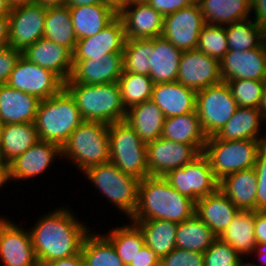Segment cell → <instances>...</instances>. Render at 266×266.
I'll return each instance as SVG.
<instances>
[{
  "label": "cell",
  "instance_id": "obj_6",
  "mask_svg": "<svg viewBox=\"0 0 266 266\" xmlns=\"http://www.w3.org/2000/svg\"><path fill=\"white\" fill-rule=\"evenodd\" d=\"M82 173L113 207L124 212L128 219L132 217L138 205L139 179L124 173L110 161Z\"/></svg>",
  "mask_w": 266,
  "mask_h": 266
},
{
  "label": "cell",
  "instance_id": "obj_55",
  "mask_svg": "<svg viewBox=\"0 0 266 266\" xmlns=\"http://www.w3.org/2000/svg\"><path fill=\"white\" fill-rule=\"evenodd\" d=\"M9 18L0 17V49L9 46Z\"/></svg>",
  "mask_w": 266,
  "mask_h": 266
},
{
  "label": "cell",
  "instance_id": "obj_29",
  "mask_svg": "<svg viewBox=\"0 0 266 266\" xmlns=\"http://www.w3.org/2000/svg\"><path fill=\"white\" fill-rule=\"evenodd\" d=\"M164 120L163 112L150 99L128 108L124 121L147 144L161 137Z\"/></svg>",
  "mask_w": 266,
  "mask_h": 266
},
{
  "label": "cell",
  "instance_id": "obj_52",
  "mask_svg": "<svg viewBox=\"0 0 266 266\" xmlns=\"http://www.w3.org/2000/svg\"><path fill=\"white\" fill-rule=\"evenodd\" d=\"M39 266H84V260L80 252L71 257L39 263Z\"/></svg>",
  "mask_w": 266,
  "mask_h": 266
},
{
  "label": "cell",
  "instance_id": "obj_23",
  "mask_svg": "<svg viewBox=\"0 0 266 266\" xmlns=\"http://www.w3.org/2000/svg\"><path fill=\"white\" fill-rule=\"evenodd\" d=\"M197 92L180 82L156 83L151 100L163 112L165 118L184 115L196 110Z\"/></svg>",
  "mask_w": 266,
  "mask_h": 266
},
{
  "label": "cell",
  "instance_id": "obj_63",
  "mask_svg": "<svg viewBox=\"0 0 266 266\" xmlns=\"http://www.w3.org/2000/svg\"><path fill=\"white\" fill-rule=\"evenodd\" d=\"M105 1L112 3L117 8H119L122 5H125V0H105Z\"/></svg>",
  "mask_w": 266,
  "mask_h": 266
},
{
  "label": "cell",
  "instance_id": "obj_64",
  "mask_svg": "<svg viewBox=\"0 0 266 266\" xmlns=\"http://www.w3.org/2000/svg\"><path fill=\"white\" fill-rule=\"evenodd\" d=\"M148 0H125V4L147 2Z\"/></svg>",
  "mask_w": 266,
  "mask_h": 266
},
{
  "label": "cell",
  "instance_id": "obj_38",
  "mask_svg": "<svg viewBox=\"0 0 266 266\" xmlns=\"http://www.w3.org/2000/svg\"><path fill=\"white\" fill-rule=\"evenodd\" d=\"M93 232L85 236L81 246L84 266H125L104 234Z\"/></svg>",
  "mask_w": 266,
  "mask_h": 266
},
{
  "label": "cell",
  "instance_id": "obj_59",
  "mask_svg": "<svg viewBox=\"0 0 266 266\" xmlns=\"http://www.w3.org/2000/svg\"><path fill=\"white\" fill-rule=\"evenodd\" d=\"M35 3L44 7L65 6L66 0H35Z\"/></svg>",
  "mask_w": 266,
  "mask_h": 266
},
{
  "label": "cell",
  "instance_id": "obj_53",
  "mask_svg": "<svg viewBox=\"0 0 266 266\" xmlns=\"http://www.w3.org/2000/svg\"><path fill=\"white\" fill-rule=\"evenodd\" d=\"M266 210V176H257L255 211Z\"/></svg>",
  "mask_w": 266,
  "mask_h": 266
},
{
  "label": "cell",
  "instance_id": "obj_27",
  "mask_svg": "<svg viewBox=\"0 0 266 266\" xmlns=\"http://www.w3.org/2000/svg\"><path fill=\"white\" fill-rule=\"evenodd\" d=\"M220 189L242 211H255L257 174L255 168L231 173L219 181Z\"/></svg>",
  "mask_w": 266,
  "mask_h": 266
},
{
  "label": "cell",
  "instance_id": "obj_32",
  "mask_svg": "<svg viewBox=\"0 0 266 266\" xmlns=\"http://www.w3.org/2000/svg\"><path fill=\"white\" fill-rule=\"evenodd\" d=\"M39 141L35 123L0 126V157L9 163Z\"/></svg>",
  "mask_w": 266,
  "mask_h": 266
},
{
  "label": "cell",
  "instance_id": "obj_20",
  "mask_svg": "<svg viewBox=\"0 0 266 266\" xmlns=\"http://www.w3.org/2000/svg\"><path fill=\"white\" fill-rule=\"evenodd\" d=\"M126 37L122 19L117 16L92 37L77 40L73 60L101 59L111 53H122Z\"/></svg>",
  "mask_w": 266,
  "mask_h": 266
},
{
  "label": "cell",
  "instance_id": "obj_36",
  "mask_svg": "<svg viewBox=\"0 0 266 266\" xmlns=\"http://www.w3.org/2000/svg\"><path fill=\"white\" fill-rule=\"evenodd\" d=\"M43 38L68 48L72 53L74 52L78 39L68 6L47 8Z\"/></svg>",
  "mask_w": 266,
  "mask_h": 266
},
{
  "label": "cell",
  "instance_id": "obj_35",
  "mask_svg": "<svg viewBox=\"0 0 266 266\" xmlns=\"http://www.w3.org/2000/svg\"><path fill=\"white\" fill-rule=\"evenodd\" d=\"M133 222L140 228L145 245L154 250L160 258L176 248L177 223L161 219Z\"/></svg>",
  "mask_w": 266,
  "mask_h": 266
},
{
  "label": "cell",
  "instance_id": "obj_13",
  "mask_svg": "<svg viewBox=\"0 0 266 266\" xmlns=\"http://www.w3.org/2000/svg\"><path fill=\"white\" fill-rule=\"evenodd\" d=\"M47 7L37 3L12 7L9 18V46L23 52L43 38Z\"/></svg>",
  "mask_w": 266,
  "mask_h": 266
},
{
  "label": "cell",
  "instance_id": "obj_30",
  "mask_svg": "<svg viewBox=\"0 0 266 266\" xmlns=\"http://www.w3.org/2000/svg\"><path fill=\"white\" fill-rule=\"evenodd\" d=\"M183 51L175 47L163 36L154 38V50L149 59L150 77L154 84L175 82L178 77L179 63Z\"/></svg>",
  "mask_w": 266,
  "mask_h": 266
},
{
  "label": "cell",
  "instance_id": "obj_37",
  "mask_svg": "<svg viewBox=\"0 0 266 266\" xmlns=\"http://www.w3.org/2000/svg\"><path fill=\"white\" fill-rule=\"evenodd\" d=\"M217 239L209 226L195 214L177 224L175 241L178 248L204 253Z\"/></svg>",
  "mask_w": 266,
  "mask_h": 266
},
{
  "label": "cell",
  "instance_id": "obj_5",
  "mask_svg": "<svg viewBox=\"0 0 266 266\" xmlns=\"http://www.w3.org/2000/svg\"><path fill=\"white\" fill-rule=\"evenodd\" d=\"M109 125L83 121L61 148V157L84 172L89 167L109 162Z\"/></svg>",
  "mask_w": 266,
  "mask_h": 266
},
{
  "label": "cell",
  "instance_id": "obj_49",
  "mask_svg": "<svg viewBox=\"0 0 266 266\" xmlns=\"http://www.w3.org/2000/svg\"><path fill=\"white\" fill-rule=\"evenodd\" d=\"M161 258L148 246L144 245L128 266H160Z\"/></svg>",
  "mask_w": 266,
  "mask_h": 266
},
{
  "label": "cell",
  "instance_id": "obj_8",
  "mask_svg": "<svg viewBox=\"0 0 266 266\" xmlns=\"http://www.w3.org/2000/svg\"><path fill=\"white\" fill-rule=\"evenodd\" d=\"M109 161L121 171L141 180L150 176L147 165V144L125 121L109 124Z\"/></svg>",
  "mask_w": 266,
  "mask_h": 266
},
{
  "label": "cell",
  "instance_id": "obj_57",
  "mask_svg": "<svg viewBox=\"0 0 266 266\" xmlns=\"http://www.w3.org/2000/svg\"><path fill=\"white\" fill-rule=\"evenodd\" d=\"M97 4H112L105 0H66L65 6L77 7L86 5H97Z\"/></svg>",
  "mask_w": 266,
  "mask_h": 266
},
{
  "label": "cell",
  "instance_id": "obj_60",
  "mask_svg": "<svg viewBox=\"0 0 266 266\" xmlns=\"http://www.w3.org/2000/svg\"><path fill=\"white\" fill-rule=\"evenodd\" d=\"M258 109L261 112L262 117L264 119H266V81H265V85H264V88H263V94H262V98H261V103H260V106H259Z\"/></svg>",
  "mask_w": 266,
  "mask_h": 266
},
{
  "label": "cell",
  "instance_id": "obj_65",
  "mask_svg": "<svg viewBox=\"0 0 266 266\" xmlns=\"http://www.w3.org/2000/svg\"><path fill=\"white\" fill-rule=\"evenodd\" d=\"M265 123H266V119H265ZM263 144L266 145V135L264 134V138H263Z\"/></svg>",
  "mask_w": 266,
  "mask_h": 266
},
{
  "label": "cell",
  "instance_id": "obj_7",
  "mask_svg": "<svg viewBox=\"0 0 266 266\" xmlns=\"http://www.w3.org/2000/svg\"><path fill=\"white\" fill-rule=\"evenodd\" d=\"M263 142L260 140H217L214 136L206 139L203 154L209 160L215 178L253 168Z\"/></svg>",
  "mask_w": 266,
  "mask_h": 266
},
{
  "label": "cell",
  "instance_id": "obj_45",
  "mask_svg": "<svg viewBox=\"0 0 266 266\" xmlns=\"http://www.w3.org/2000/svg\"><path fill=\"white\" fill-rule=\"evenodd\" d=\"M204 266H244L245 261L230 244L219 238L203 253Z\"/></svg>",
  "mask_w": 266,
  "mask_h": 266
},
{
  "label": "cell",
  "instance_id": "obj_21",
  "mask_svg": "<svg viewBox=\"0 0 266 266\" xmlns=\"http://www.w3.org/2000/svg\"><path fill=\"white\" fill-rule=\"evenodd\" d=\"M123 72V54L111 53L101 59L73 60L70 78L80 84L97 85L118 82Z\"/></svg>",
  "mask_w": 266,
  "mask_h": 266
},
{
  "label": "cell",
  "instance_id": "obj_1",
  "mask_svg": "<svg viewBox=\"0 0 266 266\" xmlns=\"http://www.w3.org/2000/svg\"><path fill=\"white\" fill-rule=\"evenodd\" d=\"M29 229L39 263L71 257L81 252L85 236L92 230L69 207L41 215Z\"/></svg>",
  "mask_w": 266,
  "mask_h": 266
},
{
  "label": "cell",
  "instance_id": "obj_12",
  "mask_svg": "<svg viewBox=\"0 0 266 266\" xmlns=\"http://www.w3.org/2000/svg\"><path fill=\"white\" fill-rule=\"evenodd\" d=\"M205 145L177 143L162 137L147 143V165L150 176H165L183 167L203 153Z\"/></svg>",
  "mask_w": 266,
  "mask_h": 266
},
{
  "label": "cell",
  "instance_id": "obj_66",
  "mask_svg": "<svg viewBox=\"0 0 266 266\" xmlns=\"http://www.w3.org/2000/svg\"><path fill=\"white\" fill-rule=\"evenodd\" d=\"M0 163H6V162H4V161L1 159V157H0Z\"/></svg>",
  "mask_w": 266,
  "mask_h": 266
},
{
  "label": "cell",
  "instance_id": "obj_19",
  "mask_svg": "<svg viewBox=\"0 0 266 266\" xmlns=\"http://www.w3.org/2000/svg\"><path fill=\"white\" fill-rule=\"evenodd\" d=\"M126 39H152L162 36L164 17L147 2L125 4L118 8Z\"/></svg>",
  "mask_w": 266,
  "mask_h": 266
},
{
  "label": "cell",
  "instance_id": "obj_14",
  "mask_svg": "<svg viewBox=\"0 0 266 266\" xmlns=\"http://www.w3.org/2000/svg\"><path fill=\"white\" fill-rule=\"evenodd\" d=\"M205 20L197 2L164 17L162 36L182 51L197 49Z\"/></svg>",
  "mask_w": 266,
  "mask_h": 266
},
{
  "label": "cell",
  "instance_id": "obj_61",
  "mask_svg": "<svg viewBox=\"0 0 266 266\" xmlns=\"http://www.w3.org/2000/svg\"><path fill=\"white\" fill-rule=\"evenodd\" d=\"M11 11V6L7 0H0V17L8 16Z\"/></svg>",
  "mask_w": 266,
  "mask_h": 266
},
{
  "label": "cell",
  "instance_id": "obj_17",
  "mask_svg": "<svg viewBox=\"0 0 266 266\" xmlns=\"http://www.w3.org/2000/svg\"><path fill=\"white\" fill-rule=\"evenodd\" d=\"M222 81L236 79L266 80V41L246 51L228 50L220 61Z\"/></svg>",
  "mask_w": 266,
  "mask_h": 266
},
{
  "label": "cell",
  "instance_id": "obj_51",
  "mask_svg": "<svg viewBox=\"0 0 266 266\" xmlns=\"http://www.w3.org/2000/svg\"><path fill=\"white\" fill-rule=\"evenodd\" d=\"M251 12L254 22L266 31V0H251Z\"/></svg>",
  "mask_w": 266,
  "mask_h": 266
},
{
  "label": "cell",
  "instance_id": "obj_62",
  "mask_svg": "<svg viewBox=\"0 0 266 266\" xmlns=\"http://www.w3.org/2000/svg\"><path fill=\"white\" fill-rule=\"evenodd\" d=\"M8 4L12 7H16L19 5H26L35 3V0H7Z\"/></svg>",
  "mask_w": 266,
  "mask_h": 266
},
{
  "label": "cell",
  "instance_id": "obj_34",
  "mask_svg": "<svg viewBox=\"0 0 266 266\" xmlns=\"http://www.w3.org/2000/svg\"><path fill=\"white\" fill-rule=\"evenodd\" d=\"M161 137L189 145H205L207 139L196 111L165 118Z\"/></svg>",
  "mask_w": 266,
  "mask_h": 266
},
{
  "label": "cell",
  "instance_id": "obj_18",
  "mask_svg": "<svg viewBox=\"0 0 266 266\" xmlns=\"http://www.w3.org/2000/svg\"><path fill=\"white\" fill-rule=\"evenodd\" d=\"M55 159H62L61 148L55 143L39 140L8 163L10 179L11 181L35 179L46 172Z\"/></svg>",
  "mask_w": 266,
  "mask_h": 266
},
{
  "label": "cell",
  "instance_id": "obj_39",
  "mask_svg": "<svg viewBox=\"0 0 266 266\" xmlns=\"http://www.w3.org/2000/svg\"><path fill=\"white\" fill-rule=\"evenodd\" d=\"M104 236L112 243L125 266L134 261L135 256L145 245L140 228L131 220L129 224L111 228Z\"/></svg>",
  "mask_w": 266,
  "mask_h": 266
},
{
  "label": "cell",
  "instance_id": "obj_33",
  "mask_svg": "<svg viewBox=\"0 0 266 266\" xmlns=\"http://www.w3.org/2000/svg\"><path fill=\"white\" fill-rule=\"evenodd\" d=\"M218 238L230 244L242 257L252 255L256 246L254 211L240 210Z\"/></svg>",
  "mask_w": 266,
  "mask_h": 266
},
{
  "label": "cell",
  "instance_id": "obj_26",
  "mask_svg": "<svg viewBox=\"0 0 266 266\" xmlns=\"http://www.w3.org/2000/svg\"><path fill=\"white\" fill-rule=\"evenodd\" d=\"M69 9L78 40L92 37L118 16V8L113 4L77 6Z\"/></svg>",
  "mask_w": 266,
  "mask_h": 266
},
{
  "label": "cell",
  "instance_id": "obj_10",
  "mask_svg": "<svg viewBox=\"0 0 266 266\" xmlns=\"http://www.w3.org/2000/svg\"><path fill=\"white\" fill-rule=\"evenodd\" d=\"M163 177L176 191L194 202L214 193L219 186L209 160L203 153L183 167L170 170Z\"/></svg>",
  "mask_w": 266,
  "mask_h": 266
},
{
  "label": "cell",
  "instance_id": "obj_50",
  "mask_svg": "<svg viewBox=\"0 0 266 266\" xmlns=\"http://www.w3.org/2000/svg\"><path fill=\"white\" fill-rule=\"evenodd\" d=\"M254 234L256 243H266V210L254 211Z\"/></svg>",
  "mask_w": 266,
  "mask_h": 266
},
{
  "label": "cell",
  "instance_id": "obj_41",
  "mask_svg": "<svg viewBox=\"0 0 266 266\" xmlns=\"http://www.w3.org/2000/svg\"><path fill=\"white\" fill-rule=\"evenodd\" d=\"M118 84L121 100L126 110L151 99L154 82L150 76L123 71Z\"/></svg>",
  "mask_w": 266,
  "mask_h": 266
},
{
  "label": "cell",
  "instance_id": "obj_3",
  "mask_svg": "<svg viewBox=\"0 0 266 266\" xmlns=\"http://www.w3.org/2000/svg\"><path fill=\"white\" fill-rule=\"evenodd\" d=\"M64 89L74 99L84 121L112 124L125 120L126 109L118 82L97 85L64 82Z\"/></svg>",
  "mask_w": 266,
  "mask_h": 266
},
{
  "label": "cell",
  "instance_id": "obj_24",
  "mask_svg": "<svg viewBox=\"0 0 266 266\" xmlns=\"http://www.w3.org/2000/svg\"><path fill=\"white\" fill-rule=\"evenodd\" d=\"M40 100L7 84L0 85V124L34 123Z\"/></svg>",
  "mask_w": 266,
  "mask_h": 266
},
{
  "label": "cell",
  "instance_id": "obj_42",
  "mask_svg": "<svg viewBox=\"0 0 266 266\" xmlns=\"http://www.w3.org/2000/svg\"><path fill=\"white\" fill-rule=\"evenodd\" d=\"M154 50L152 39H126L123 54V71L150 75L151 53Z\"/></svg>",
  "mask_w": 266,
  "mask_h": 266
},
{
  "label": "cell",
  "instance_id": "obj_47",
  "mask_svg": "<svg viewBox=\"0 0 266 266\" xmlns=\"http://www.w3.org/2000/svg\"><path fill=\"white\" fill-rule=\"evenodd\" d=\"M22 52L7 46L0 49V85L6 84Z\"/></svg>",
  "mask_w": 266,
  "mask_h": 266
},
{
  "label": "cell",
  "instance_id": "obj_58",
  "mask_svg": "<svg viewBox=\"0 0 266 266\" xmlns=\"http://www.w3.org/2000/svg\"><path fill=\"white\" fill-rule=\"evenodd\" d=\"M10 171H9V164L8 163H0V188L5 187L4 184L7 182L10 183Z\"/></svg>",
  "mask_w": 266,
  "mask_h": 266
},
{
  "label": "cell",
  "instance_id": "obj_2",
  "mask_svg": "<svg viewBox=\"0 0 266 266\" xmlns=\"http://www.w3.org/2000/svg\"><path fill=\"white\" fill-rule=\"evenodd\" d=\"M195 212V202L176 191L163 176L140 180L138 205L131 221L161 219L181 223Z\"/></svg>",
  "mask_w": 266,
  "mask_h": 266
},
{
  "label": "cell",
  "instance_id": "obj_43",
  "mask_svg": "<svg viewBox=\"0 0 266 266\" xmlns=\"http://www.w3.org/2000/svg\"><path fill=\"white\" fill-rule=\"evenodd\" d=\"M197 49L220 62L229 50L225 26L205 24Z\"/></svg>",
  "mask_w": 266,
  "mask_h": 266
},
{
  "label": "cell",
  "instance_id": "obj_11",
  "mask_svg": "<svg viewBox=\"0 0 266 266\" xmlns=\"http://www.w3.org/2000/svg\"><path fill=\"white\" fill-rule=\"evenodd\" d=\"M27 94L44 100L58 94L64 82L52 71L31 63L22 55L18 59L6 83Z\"/></svg>",
  "mask_w": 266,
  "mask_h": 266
},
{
  "label": "cell",
  "instance_id": "obj_9",
  "mask_svg": "<svg viewBox=\"0 0 266 266\" xmlns=\"http://www.w3.org/2000/svg\"><path fill=\"white\" fill-rule=\"evenodd\" d=\"M237 107L227 82L197 91L195 111L207 137L215 135L234 115Z\"/></svg>",
  "mask_w": 266,
  "mask_h": 266
},
{
  "label": "cell",
  "instance_id": "obj_48",
  "mask_svg": "<svg viewBox=\"0 0 266 266\" xmlns=\"http://www.w3.org/2000/svg\"><path fill=\"white\" fill-rule=\"evenodd\" d=\"M196 0H148L147 3L163 17L184 7L191 6Z\"/></svg>",
  "mask_w": 266,
  "mask_h": 266
},
{
  "label": "cell",
  "instance_id": "obj_40",
  "mask_svg": "<svg viewBox=\"0 0 266 266\" xmlns=\"http://www.w3.org/2000/svg\"><path fill=\"white\" fill-rule=\"evenodd\" d=\"M225 30L229 50H251L266 41V31L250 18L226 25Z\"/></svg>",
  "mask_w": 266,
  "mask_h": 266
},
{
  "label": "cell",
  "instance_id": "obj_4",
  "mask_svg": "<svg viewBox=\"0 0 266 266\" xmlns=\"http://www.w3.org/2000/svg\"><path fill=\"white\" fill-rule=\"evenodd\" d=\"M83 121L74 99L63 88L58 94L40 100L34 123L39 140L62 148Z\"/></svg>",
  "mask_w": 266,
  "mask_h": 266
},
{
  "label": "cell",
  "instance_id": "obj_16",
  "mask_svg": "<svg viewBox=\"0 0 266 266\" xmlns=\"http://www.w3.org/2000/svg\"><path fill=\"white\" fill-rule=\"evenodd\" d=\"M176 81L196 92L218 84L222 82L220 62L198 49L183 51Z\"/></svg>",
  "mask_w": 266,
  "mask_h": 266
},
{
  "label": "cell",
  "instance_id": "obj_54",
  "mask_svg": "<svg viewBox=\"0 0 266 266\" xmlns=\"http://www.w3.org/2000/svg\"><path fill=\"white\" fill-rule=\"evenodd\" d=\"M254 168L257 176H266V145L264 144L258 151Z\"/></svg>",
  "mask_w": 266,
  "mask_h": 266
},
{
  "label": "cell",
  "instance_id": "obj_44",
  "mask_svg": "<svg viewBox=\"0 0 266 266\" xmlns=\"http://www.w3.org/2000/svg\"><path fill=\"white\" fill-rule=\"evenodd\" d=\"M266 80L236 79L227 81L237 106L258 109Z\"/></svg>",
  "mask_w": 266,
  "mask_h": 266
},
{
  "label": "cell",
  "instance_id": "obj_25",
  "mask_svg": "<svg viewBox=\"0 0 266 266\" xmlns=\"http://www.w3.org/2000/svg\"><path fill=\"white\" fill-rule=\"evenodd\" d=\"M240 210L220 190L195 202L194 214L219 237Z\"/></svg>",
  "mask_w": 266,
  "mask_h": 266
},
{
  "label": "cell",
  "instance_id": "obj_46",
  "mask_svg": "<svg viewBox=\"0 0 266 266\" xmlns=\"http://www.w3.org/2000/svg\"><path fill=\"white\" fill-rule=\"evenodd\" d=\"M160 266H204L203 253L176 247L161 258Z\"/></svg>",
  "mask_w": 266,
  "mask_h": 266
},
{
  "label": "cell",
  "instance_id": "obj_31",
  "mask_svg": "<svg viewBox=\"0 0 266 266\" xmlns=\"http://www.w3.org/2000/svg\"><path fill=\"white\" fill-rule=\"evenodd\" d=\"M205 24L226 26L251 18V0H196Z\"/></svg>",
  "mask_w": 266,
  "mask_h": 266
},
{
  "label": "cell",
  "instance_id": "obj_28",
  "mask_svg": "<svg viewBox=\"0 0 266 266\" xmlns=\"http://www.w3.org/2000/svg\"><path fill=\"white\" fill-rule=\"evenodd\" d=\"M265 119L259 109L251 107H237L229 121L213 135L217 140H260L263 142L264 135L260 127Z\"/></svg>",
  "mask_w": 266,
  "mask_h": 266
},
{
  "label": "cell",
  "instance_id": "obj_22",
  "mask_svg": "<svg viewBox=\"0 0 266 266\" xmlns=\"http://www.w3.org/2000/svg\"><path fill=\"white\" fill-rule=\"evenodd\" d=\"M22 56L31 63L52 71L63 82L70 78L73 67V53L62 45L40 38L31 46H28L22 52Z\"/></svg>",
  "mask_w": 266,
  "mask_h": 266
},
{
  "label": "cell",
  "instance_id": "obj_56",
  "mask_svg": "<svg viewBox=\"0 0 266 266\" xmlns=\"http://www.w3.org/2000/svg\"><path fill=\"white\" fill-rule=\"evenodd\" d=\"M252 254H255V258L258 257L259 264L257 265V263H252L248 260L245 262L244 266H266V243H256L255 250L252 252Z\"/></svg>",
  "mask_w": 266,
  "mask_h": 266
},
{
  "label": "cell",
  "instance_id": "obj_15",
  "mask_svg": "<svg viewBox=\"0 0 266 266\" xmlns=\"http://www.w3.org/2000/svg\"><path fill=\"white\" fill-rule=\"evenodd\" d=\"M0 261L2 266H39L29 229L0 215ZM9 219V220H8Z\"/></svg>",
  "mask_w": 266,
  "mask_h": 266
}]
</instances>
